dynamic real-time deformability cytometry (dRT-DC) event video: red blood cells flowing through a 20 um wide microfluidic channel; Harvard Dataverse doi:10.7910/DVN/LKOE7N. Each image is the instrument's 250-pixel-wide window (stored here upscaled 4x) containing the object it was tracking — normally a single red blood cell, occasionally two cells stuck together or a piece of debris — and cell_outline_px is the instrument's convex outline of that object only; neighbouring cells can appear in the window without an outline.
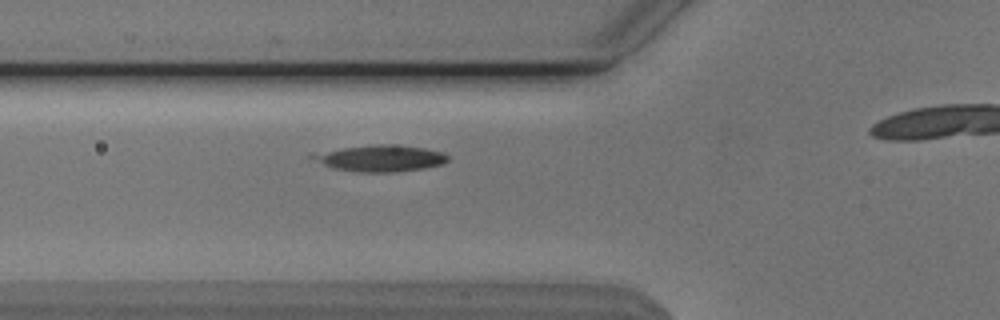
{"species": "Egyptian fruit bat (a non-hibernating species)", "species_latin": "Rousettus aegyptiacus", "temperature_condition": "cold", "stored_images_in_passage": 29, "camera_frame_rate_fps": 3000, "um_per_image_px": 0.085, "animal": {"sex": "male"}, "frame": {"image": 1, "passage_image": 4, "time_ms": 1.0, "image_size_px": [1000, 320], "cell_outline_px": [[448, 160], [440, 164], [424, 168], [392, 172], [360, 172], [336, 168], [324, 164], [308, 156], [308, 152], [376, 144], [388, 144], [424, 148], [444, 152], [448, 156]], "centroid_in_image_um": [32.29, 13.44], "position_along_channel_um": 93.5, "area_um2": 20.69}}
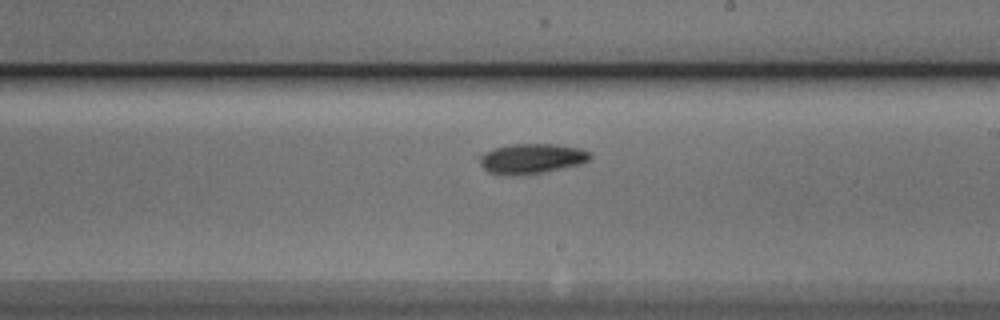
{"frame": {"image": 2, "passage_image": 16, "time_ms": 5.0, "image_size_px": [1000, 320], "cell_outline_px": [[592, 156], [588, 160], [580, 164], [544, 172], [488, 172], [480, 164], [480, 156], [484, 152], [508, 144], [556, 144], [580, 148], [588, 152]], "centroid_in_image_um": [45.24, 13.42], "position_along_channel_um": 243.8, "area_um2": 18.44}}
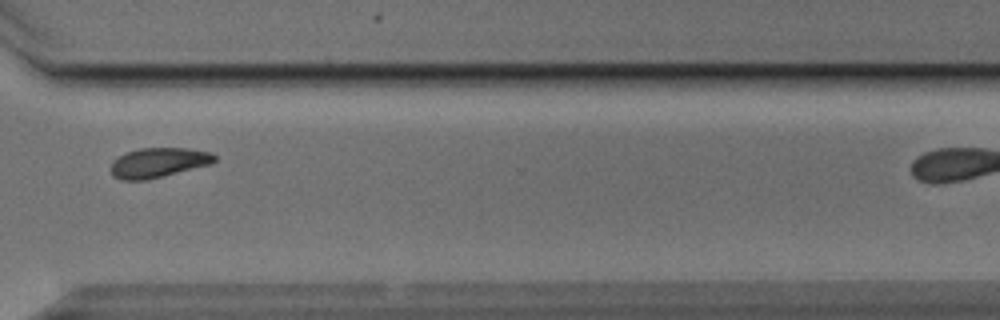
{"frame": {"image": 3, "passage_image": 25, "time_ms": 8.0, "image_size_px": [1000, 320], "cell_outline_px": [[216, 160], [212, 164], [148, 180], [120, 180], [112, 176], [112, 164], [120, 156], [128, 152], [140, 148], [188, 148], [212, 152], [216, 156]], "centroid_in_image_um": [13.52, 13.83], "position_along_channel_um": 357.1, "area_um2": 17.98}}